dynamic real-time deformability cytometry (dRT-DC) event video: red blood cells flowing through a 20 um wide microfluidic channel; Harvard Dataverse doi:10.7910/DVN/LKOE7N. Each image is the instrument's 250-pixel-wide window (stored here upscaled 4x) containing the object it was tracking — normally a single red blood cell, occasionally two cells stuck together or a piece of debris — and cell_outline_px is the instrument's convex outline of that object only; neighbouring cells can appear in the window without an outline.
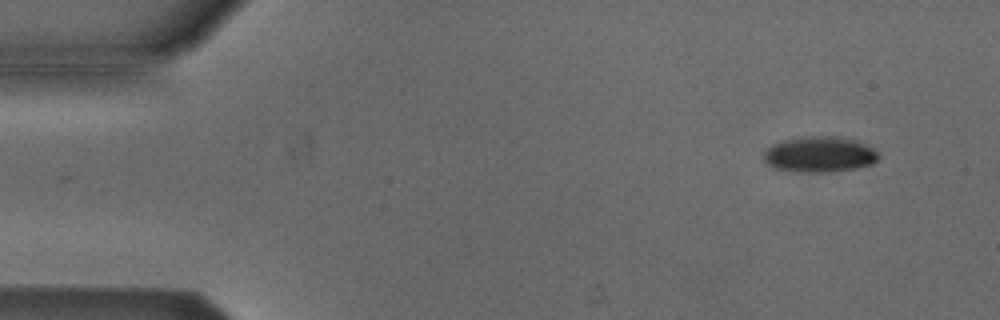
{"species": "Egyptian fruit bat (a non-hibernating species)", "species_latin": "Rousettus aegyptiacus", "temperature_condition": "cold", "stored_images_in_passage": 50, "camera_frame_rate_fps": 3000, "um_per_image_px": 0.085, "animal": {"sex": "male"}, "frame": {"image": 1, "passage_image": 1, "time_ms": 0.0, "image_size_px": [1000, 320], "cell_outline_px": [[876, 160], [872, 164], [856, 168], [832, 172], [800, 172], [772, 168], [764, 160], [764, 152], [772, 144], [784, 140], [800, 136], [840, 136], [856, 140], [872, 148], [876, 152]], "centroid_in_image_um": [69.62, 13.12], "position_along_channel_um": 15.4, "area_um2": 23.93}}
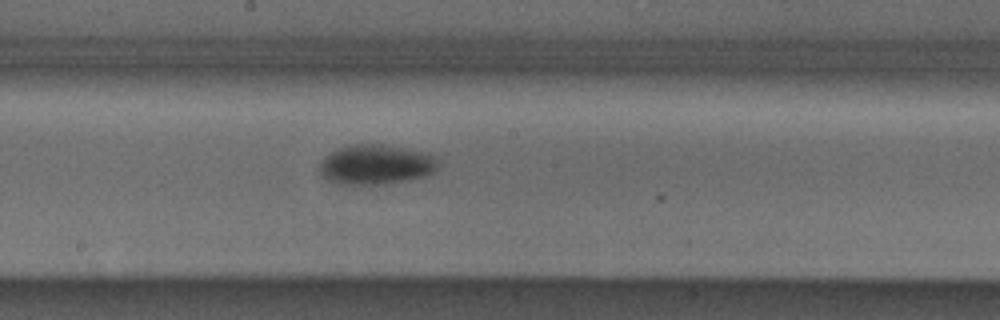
{"frame": {"image": 2, "passage_image": 25, "time_ms": 8.0, "image_size_px": [1000, 320], "cell_outline_px": [[436, 172], [428, 176], [408, 180], [384, 184], [340, 184], [328, 180], [320, 172], [320, 164], [332, 152], [348, 144], [380, 144], [404, 148], [420, 152], [432, 156], [436, 160]], "centroid_in_image_um": [31.96, 14.0], "position_along_channel_um": 216.2, "area_um2": 27.11}}
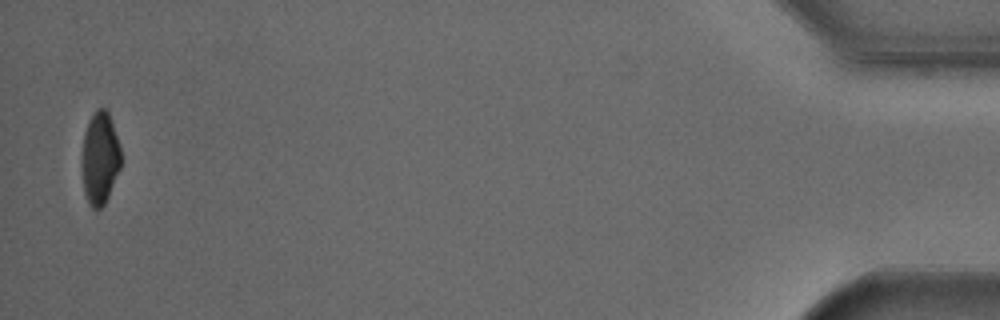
{"frame": {"image": 3, "passage_image": 49, "time_ms": 16.0, "image_size_px": [1000, 320], "cell_outline_px": [[120, 168], [108, 196], [104, 204], [100, 208], [92, 208], [88, 204], [84, 192], [84, 132], [88, 120], [96, 108], [104, 108], [108, 112], [120, 148]], "centroid_in_image_um": [8.51, 13.43], "position_along_channel_um": 426.7, "area_um2": 20.29}}